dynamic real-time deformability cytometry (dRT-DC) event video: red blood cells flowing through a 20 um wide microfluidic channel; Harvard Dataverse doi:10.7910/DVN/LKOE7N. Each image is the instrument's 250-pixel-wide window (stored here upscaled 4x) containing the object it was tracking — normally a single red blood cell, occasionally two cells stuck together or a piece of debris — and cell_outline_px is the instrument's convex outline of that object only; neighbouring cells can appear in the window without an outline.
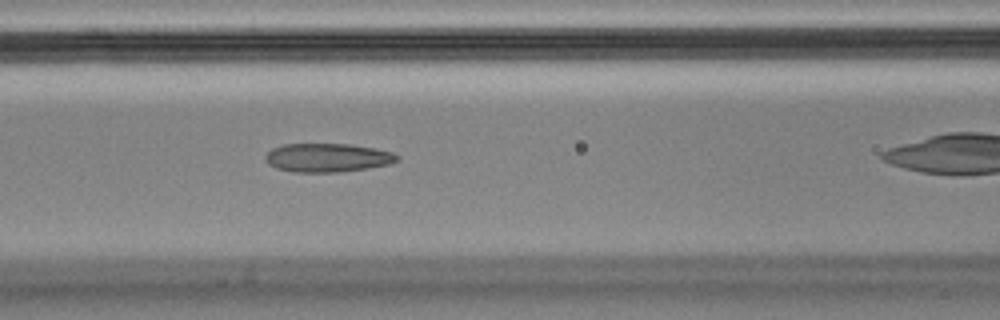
{"species": "Egyptian fruit bat (a non-hibernating species)", "species_latin": "Rousettus aegyptiacus", "temperature_condition": "cold", "stored_images_in_passage": 39, "camera_frame_rate_fps": 3000, "um_per_image_px": 0.085, "animal": {"sex": "male"}, "frame": {"image": 1, "passage_image": 17, "time_ms": 5.333, "image_size_px": [1000, 320], "cell_outline_px": [[400, 160], [388, 164], [368, 168], [340, 172], [292, 172], [276, 168], [268, 164], [264, 160], [264, 156], [272, 148], [284, 144], [348, 144], [376, 148], [392, 152], [400, 156]], "centroid_in_image_um": [27.83, 13.4], "position_along_channel_um": 138.8, "area_um2": 22.2}}